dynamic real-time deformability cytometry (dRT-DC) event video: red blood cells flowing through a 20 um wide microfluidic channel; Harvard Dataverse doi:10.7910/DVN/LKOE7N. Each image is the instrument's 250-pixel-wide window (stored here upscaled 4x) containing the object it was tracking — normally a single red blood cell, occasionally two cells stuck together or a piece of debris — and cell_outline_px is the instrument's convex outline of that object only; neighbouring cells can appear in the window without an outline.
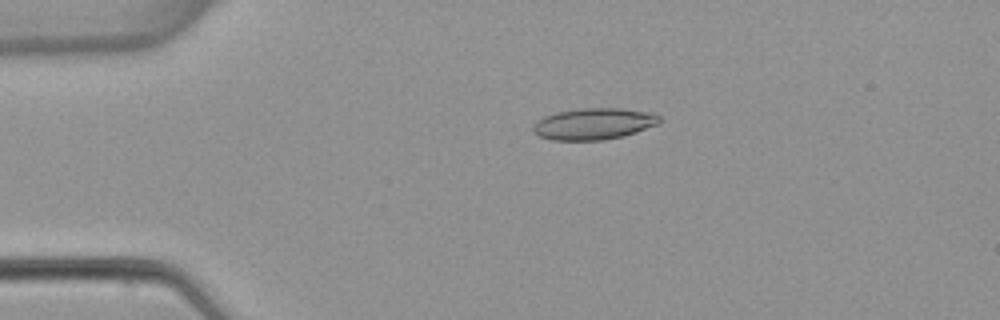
{"species": "common noctule bat (a hibernating species)", "species_latin": "Nyctalus noctula", "temperature_condition": "warm", "stored_images_in_passage": 4, "camera_frame_rate_fps": 3000, "um_per_image_px": 0.085, "animal": {"sex": "female", "body_mass_g": 22.7, "forearm_length_mm": 54.2}, "frame": {"image": 1, "passage_image": 3, "time_ms": 2.333, "image_size_px": [1000, 320], "cell_outline_px": [[660, 124], [624, 136], [604, 140], [552, 140], [540, 136], [532, 132], [532, 124], [536, 120], [544, 116], [556, 112], [580, 108], [620, 108], [652, 112], [660, 116]], "centroid_in_image_um": [50.46, 10.52], "position_along_channel_um": 34.5, "area_um2": 23.52}}